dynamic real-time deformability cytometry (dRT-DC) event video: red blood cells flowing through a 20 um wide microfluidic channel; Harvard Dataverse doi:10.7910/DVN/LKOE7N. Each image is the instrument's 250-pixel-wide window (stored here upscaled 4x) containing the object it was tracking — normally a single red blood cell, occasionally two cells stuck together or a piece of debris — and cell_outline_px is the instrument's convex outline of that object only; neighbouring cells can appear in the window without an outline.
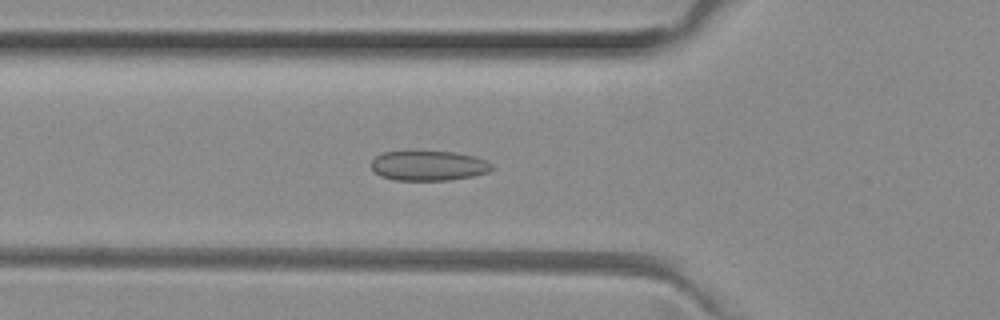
{"species": "common noctule bat (a hibernating species)", "species_latin": "Nyctalus noctula", "temperature_condition": "room temperature", "stored_images_in_passage": 50, "camera_frame_rate_fps": 3000, "um_per_image_px": 0.085, "animal": {"sex": "female", "body_mass_g": 29.2, "forearm_length_mm": 56.3}, "frame": {"image": 1, "passage_image": 18, "time_ms": 5.667, "image_size_px": [1000, 320], "cell_outline_px": [[496, 168], [488, 172], [472, 176], [448, 180], [396, 180], [380, 176], [372, 168], [372, 160], [376, 156], [384, 152], [456, 152], [476, 156], [488, 160]], "centroid_in_image_um": [36.5, 14.08], "position_along_channel_um": 89.3, "area_um2": 20.98}}
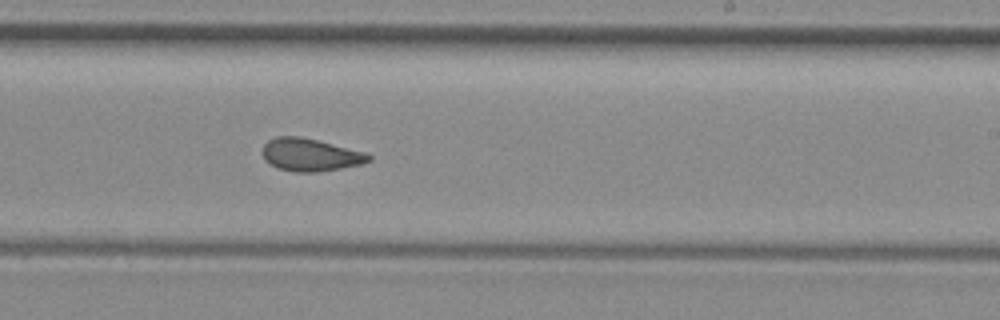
{"frame": {"image": 2, "passage_image": 31, "time_ms": 10.0, "image_size_px": [1000, 320], "cell_outline_px": [[372, 160], [360, 164], [340, 168], [316, 172], [296, 172], [280, 168], [264, 160], [264, 144], [268, 140], [276, 136], [300, 136], [364, 152], [372, 156]], "centroid_in_image_um": [26.37, 13.15], "position_along_channel_um": 262.6, "area_um2": 19.83}}
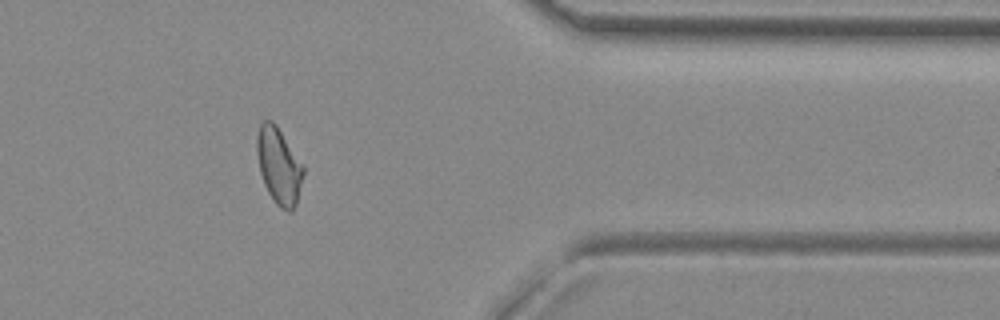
{"frame": {"image": 3, "passage_image": 42, "time_ms": 13.667, "image_size_px": [1000, 320], "cell_outline_px": [[304, 172], [296, 204], [292, 212], [288, 212], [280, 208], [276, 204], [268, 192], [264, 184], [260, 172], [256, 152], [256, 136], [260, 124], [264, 120], [272, 120], [276, 124], [304, 164]], "centroid_in_image_um": [23.7, 14.08], "position_along_channel_um": 387.7, "area_um2": 20.92}, "authors_computed_cell_mechanics": {"area_um2": 20.7213, "velocity_mm_per_s": 3.9976, "shape_relaxation_time_tau1_ms": null, "shape_relaxation_time_tau2_ms": 1.6375, "deformation_change_tau1": null, "deformation_change_tau2": 0.0777}}